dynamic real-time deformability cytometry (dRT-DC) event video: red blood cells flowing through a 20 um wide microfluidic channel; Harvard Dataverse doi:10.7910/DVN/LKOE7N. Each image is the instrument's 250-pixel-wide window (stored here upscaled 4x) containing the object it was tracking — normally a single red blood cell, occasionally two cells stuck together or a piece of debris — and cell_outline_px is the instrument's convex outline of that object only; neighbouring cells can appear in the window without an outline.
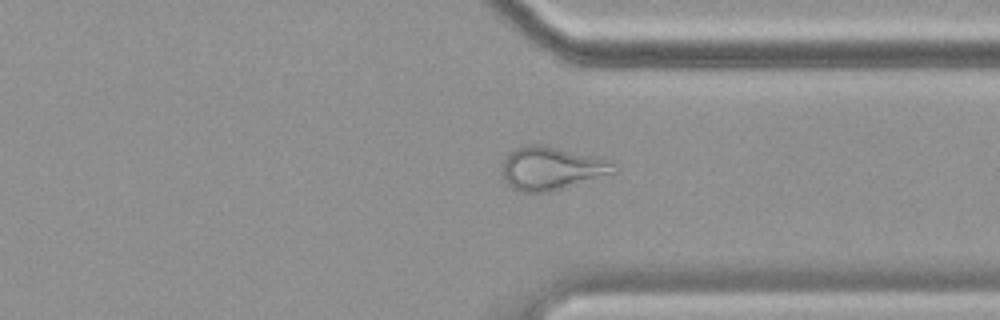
{"species": "common noctule bat (a hibernating species)", "species_latin": "Nyctalus noctula", "temperature_condition": "cold", "stored_images_in_passage": 58, "segment_of_instrument_passage": [1, 2], "camera_frame_rate_fps": 3000, "um_per_image_px": 0.085, "animal": {"sex": "female", "body_mass_g": 19.9}, "frame": {"image": 1, "passage_image": 43, "time_ms": 14.0, "image_size_px": [1000, 320], "cell_outline_px": [[616, 172], [552, 192], [520, 192], [512, 188], [504, 180], [500, 168], [508, 152], [520, 144], [544, 144], [604, 156], [612, 160], [616, 164]], "centroid_in_image_um": [46.9, 14.27], "position_along_channel_um": 364.5, "area_um2": 29.3}}
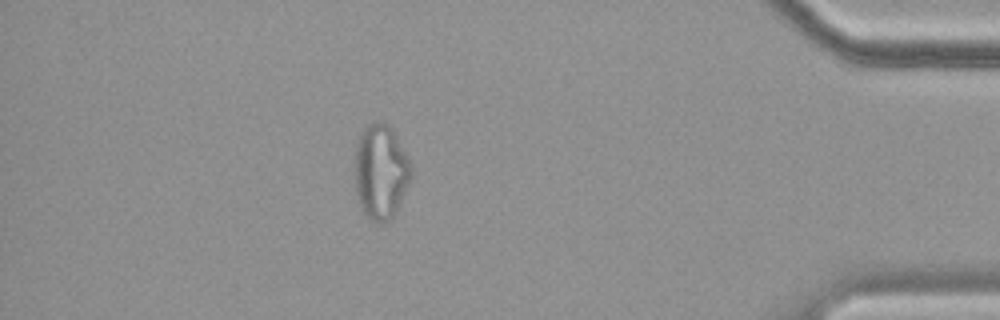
{"frame": {"image": 2, "passage_image": 50, "time_ms": 16.333, "image_size_px": [1000, 320], "cell_outline_px": [[412, 176], [396, 212], [388, 220], [380, 224], [368, 220], [360, 204], [356, 192], [356, 144], [364, 128], [372, 120], [384, 120], [392, 128], [412, 168]], "centroid_in_image_um": [32.37, 14.59], "position_along_channel_um": 402.8, "area_um2": 30.98}}